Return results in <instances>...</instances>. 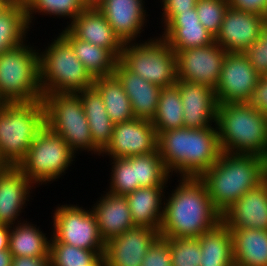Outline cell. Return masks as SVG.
<instances>
[{"mask_svg":"<svg viewBox=\"0 0 267 266\" xmlns=\"http://www.w3.org/2000/svg\"><path fill=\"white\" fill-rule=\"evenodd\" d=\"M176 189L165 196L159 237L198 238L222 221L205 183L200 178L180 177Z\"/></svg>","mask_w":267,"mask_h":266,"instance_id":"cell-1","label":"cell"},{"mask_svg":"<svg viewBox=\"0 0 267 266\" xmlns=\"http://www.w3.org/2000/svg\"><path fill=\"white\" fill-rule=\"evenodd\" d=\"M157 142L168 172L178 174L179 178H200L222 154L216 125L204 129L167 130L158 135Z\"/></svg>","mask_w":267,"mask_h":266,"instance_id":"cell-2","label":"cell"},{"mask_svg":"<svg viewBox=\"0 0 267 266\" xmlns=\"http://www.w3.org/2000/svg\"><path fill=\"white\" fill-rule=\"evenodd\" d=\"M200 179L221 214L247 191L266 180V159L257 155L222 153Z\"/></svg>","mask_w":267,"mask_h":266,"instance_id":"cell-3","label":"cell"},{"mask_svg":"<svg viewBox=\"0 0 267 266\" xmlns=\"http://www.w3.org/2000/svg\"><path fill=\"white\" fill-rule=\"evenodd\" d=\"M216 127L222 153L267 158V117L250 102L218 103Z\"/></svg>","mask_w":267,"mask_h":266,"instance_id":"cell-4","label":"cell"},{"mask_svg":"<svg viewBox=\"0 0 267 266\" xmlns=\"http://www.w3.org/2000/svg\"><path fill=\"white\" fill-rule=\"evenodd\" d=\"M46 126L42 100L0 104V156L17 167Z\"/></svg>","mask_w":267,"mask_h":266,"instance_id":"cell-5","label":"cell"},{"mask_svg":"<svg viewBox=\"0 0 267 266\" xmlns=\"http://www.w3.org/2000/svg\"><path fill=\"white\" fill-rule=\"evenodd\" d=\"M40 56V83L43 95L77 93L93 87L95 78L78 60L72 45L59 33Z\"/></svg>","mask_w":267,"mask_h":266,"instance_id":"cell-6","label":"cell"},{"mask_svg":"<svg viewBox=\"0 0 267 266\" xmlns=\"http://www.w3.org/2000/svg\"><path fill=\"white\" fill-rule=\"evenodd\" d=\"M42 98L39 49L24 42L0 54V103Z\"/></svg>","mask_w":267,"mask_h":266,"instance_id":"cell-7","label":"cell"},{"mask_svg":"<svg viewBox=\"0 0 267 266\" xmlns=\"http://www.w3.org/2000/svg\"><path fill=\"white\" fill-rule=\"evenodd\" d=\"M42 101L46 126L60 135L76 155L83 151L101 155L93 144L82 100L77 93L45 94Z\"/></svg>","mask_w":267,"mask_h":266,"instance_id":"cell-8","label":"cell"},{"mask_svg":"<svg viewBox=\"0 0 267 266\" xmlns=\"http://www.w3.org/2000/svg\"><path fill=\"white\" fill-rule=\"evenodd\" d=\"M139 41L124 43L119 61L154 85L174 86L177 82L176 53L159 36Z\"/></svg>","mask_w":267,"mask_h":266,"instance_id":"cell-9","label":"cell"},{"mask_svg":"<svg viewBox=\"0 0 267 266\" xmlns=\"http://www.w3.org/2000/svg\"><path fill=\"white\" fill-rule=\"evenodd\" d=\"M75 156L64 139L45 126L17 168L33 185L42 186L67 173L66 170L72 166Z\"/></svg>","mask_w":267,"mask_h":266,"instance_id":"cell-10","label":"cell"},{"mask_svg":"<svg viewBox=\"0 0 267 266\" xmlns=\"http://www.w3.org/2000/svg\"><path fill=\"white\" fill-rule=\"evenodd\" d=\"M55 209L50 243H65L86 250L105 251V243L91 208L88 210L77 204H64Z\"/></svg>","mask_w":267,"mask_h":266,"instance_id":"cell-11","label":"cell"},{"mask_svg":"<svg viewBox=\"0 0 267 266\" xmlns=\"http://www.w3.org/2000/svg\"><path fill=\"white\" fill-rule=\"evenodd\" d=\"M176 53L177 79L207 85L216 90L226 52L215 41L204 47L180 50Z\"/></svg>","mask_w":267,"mask_h":266,"instance_id":"cell-12","label":"cell"},{"mask_svg":"<svg viewBox=\"0 0 267 266\" xmlns=\"http://www.w3.org/2000/svg\"><path fill=\"white\" fill-rule=\"evenodd\" d=\"M260 76L244 53H227L216 85L217 102H249Z\"/></svg>","mask_w":267,"mask_h":266,"instance_id":"cell-13","label":"cell"},{"mask_svg":"<svg viewBox=\"0 0 267 266\" xmlns=\"http://www.w3.org/2000/svg\"><path fill=\"white\" fill-rule=\"evenodd\" d=\"M158 136L151 121L134 118L114 125L111 141L101 152L109 158L146 155L157 150Z\"/></svg>","mask_w":267,"mask_h":266,"instance_id":"cell-14","label":"cell"},{"mask_svg":"<svg viewBox=\"0 0 267 266\" xmlns=\"http://www.w3.org/2000/svg\"><path fill=\"white\" fill-rule=\"evenodd\" d=\"M267 18L229 6L214 41L228 53H244L259 40Z\"/></svg>","mask_w":267,"mask_h":266,"instance_id":"cell-15","label":"cell"},{"mask_svg":"<svg viewBox=\"0 0 267 266\" xmlns=\"http://www.w3.org/2000/svg\"><path fill=\"white\" fill-rule=\"evenodd\" d=\"M159 237L156 229L135 226L105 244L107 266H141L148 248Z\"/></svg>","mask_w":267,"mask_h":266,"instance_id":"cell-16","label":"cell"},{"mask_svg":"<svg viewBox=\"0 0 267 266\" xmlns=\"http://www.w3.org/2000/svg\"><path fill=\"white\" fill-rule=\"evenodd\" d=\"M183 105L184 127L204 129L216 125L217 99L215 90L207 85L189 83L177 79ZM213 123V124H212Z\"/></svg>","mask_w":267,"mask_h":266,"instance_id":"cell-17","label":"cell"},{"mask_svg":"<svg viewBox=\"0 0 267 266\" xmlns=\"http://www.w3.org/2000/svg\"><path fill=\"white\" fill-rule=\"evenodd\" d=\"M144 3V0H104L98 9L123 43H133L147 24L149 15Z\"/></svg>","mask_w":267,"mask_h":266,"instance_id":"cell-18","label":"cell"},{"mask_svg":"<svg viewBox=\"0 0 267 266\" xmlns=\"http://www.w3.org/2000/svg\"><path fill=\"white\" fill-rule=\"evenodd\" d=\"M222 221L228 228L267 230V179L228 207Z\"/></svg>","mask_w":267,"mask_h":266,"instance_id":"cell-19","label":"cell"},{"mask_svg":"<svg viewBox=\"0 0 267 266\" xmlns=\"http://www.w3.org/2000/svg\"><path fill=\"white\" fill-rule=\"evenodd\" d=\"M33 188L36 186L17 167L9 166L0 173V224L11 227L22 222L18 217L30 201Z\"/></svg>","mask_w":267,"mask_h":266,"instance_id":"cell-20","label":"cell"},{"mask_svg":"<svg viewBox=\"0 0 267 266\" xmlns=\"http://www.w3.org/2000/svg\"><path fill=\"white\" fill-rule=\"evenodd\" d=\"M66 28L76 38L108 49L119 60L124 43L99 9H83Z\"/></svg>","mask_w":267,"mask_h":266,"instance_id":"cell-21","label":"cell"},{"mask_svg":"<svg viewBox=\"0 0 267 266\" xmlns=\"http://www.w3.org/2000/svg\"><path fill=\"white\" fill-rule=\"evenodd\" d=\"M93 204L92 212L96 217L99 233L104 243L122 235L135 227L126 196L105 192Z\"/></svg>","mask_w":267,"mask_h":266,"instance_id":"cell-22","label":"cell"},{"mask_svg":"<svg viewBox=\"0 0 267 266\" xmlns=\"http://www.w3.org/2000/svg\"><path fill=\"white\" fill-rule=\"evenodd\" d=\"M162 30L160 37L174 52L214 42V36L200 23L196 8L180 12Z\"/></svg>","mask_w":267,"mask_h":266,"instance_id":"cell-23","label":"cell"},{"mask_svg":"<svg viewBox=\"0 0 267 266\" xmlns=\"http://www.w3.org/2000/svg\"><path fill=\"white\" fill-rule=\"evenodd\" d=\"M114 74L121 81L137 119L152 121L156 113L161 87L129 71L119 60Z\"/></svg>","mask_w":267,"mask_h":266,"instance_id":"cell-24","label":"cell"},{"mask_svg":"<svg viewBox=\"0 0 267 266\" xmlns=\"http://www.w3.org/2000/svg\"><path fill=\"white\" fill-rule=\"evenodd\" d=\"M166 187L168 186L140 187L126 195L135 226H145L160 231Z\"/></svg>","mask_w":267,"mask_h":266,"instance_id":"cell-25","label":"cell"},{"mask_svg":"<svg viewBox=\"0 0 267 266\" xmlns=\"http://www.w3.org/2000/svg\"><path fill=\"white\" fill-rule=\"evenodd\" d=\"M234 266H267V230L229 228Z\"/></svg>","mask_w":267,"mask_h":266,"instance_id":"cell-26","label":"cell"},{"mask_svg":"<svg viewBox=\"0 0 267 266\" xmlns=\"http://www.w3.org/2000/svg\"><path fill=\"white\" fill-rule=\"evenodd\" d=\"M80 96L94 146L102 152L110 143L114 122L109 118L100 93L94 88L77 92Z\"/></svg>","mask_w":267,"mask_h":266,"instance_id":"cell-27","label":"cell"},{"mask_svg":"<svg viewBox=\"0 0 267 266\" xmlns=\"http://www.w3.org/2000/svg\"><path fill=\"white\" fill-rule=\"evenodd\" d=\"M197 239L202 252L200 266H234L232 235L223 221Z\"/></svg>","mask_w":267,"mask_h":266,"instance_id":"cell-28","label":"cell"},{"mask_svg":"<svg viewBox=\"0 0 267 266\" xmlns=\"http://www.w3.org/2000/svg\"><path fill=\"white\" fill-rule=\"evenodd\" d=\"M28 221L10 227L9 252L13 257H50V238Z\"/></svg>","mask_w":267,"mask_h":266,"instance_id":"cell-29","label":"cell"},{"mask_svg":"<svg viewBox=\"0 0 267 266\" xmlns=\"http://www.w3.org/2000/svg\"><path fill=\"white\" fill-rule=\"evenodd\" d=\"M60 34L72 45L78 60L94 78L114 73L118 59L108 49L76 38L65 27Z\"/></svg>","mask_w":267,"mask_h":266,"instance_id":"cell-30","label":"cell"},{"mask_svg":"<svg viewBox=\"0 0 267 266\" xmlns=\"http://www.w3.org/2000/svg\"><path fill=\"white\" fill-rule=\"evenodd\" d=\"M29 29L23 0H12L0 11V54L28 42Z\"/></svg>","mask_w":267,"mask_h":266,"instance_id":"cell-31","label":"cell"},{"mask_svg":"<svg viewBox=\"0 0 267 266\" xmlns=\"http://www.w3.org/2000/svg\"><path fill=\"white\" fill-rule=\"evenodd\" d=\"M93 87L100 93L107 114L114 124L135 118L130 99L125 93L121 81L114 73L95 78Z\"/></svg>","mask_w":267,"mask_h":266,"instance_id":"cell-32","label":"cell"},{"mask_svg":"<svg viewBox=\"0 0 267 266\" xmlns=\"http://www.w3.org/2000/svg\"><path fill=\"white\" fill-rule=\"evenodd\" d=\"M183 112L179 88L176 85L161 88L156 113L151 121L157 136L167 130L184 127Z\"/></svg>","mask_w":267,"mask_h":266,"instance_id":"cell-33","label":"cell"},{"mask_svg":"<svg viewBox=\"0 0 267 266\" xmlns=\"http://www.w3.org/2000/svg\"><path fill=\"white\" fill-rule=\"evenodd\" d=\"M127 159L132 165H135L136 183L139 187L166 185L172 177L164 165L158 149L146 155L127 157Z\"/></svg>","mask_w":267,"mask_h":266,"instance_id":"cell-34","label":"cell"},{"mask_svg":"<svg viewBox=\"0 0 267 266\" xmlns=\"http://www.w3.org/2000/svg\"><path fill=\"white\" fill-rule=\"evenodd\" d=\"M23 3L30 27L37 13L44 16L52 15L54 18H69L71 23L84 9L79 0H23Z\"/></svg>","mask_w":267,"mask_h":266,"instance_id":"cell-35","label":"cell"},{"mask_svg":"<svg viewBox=\"0 0 267 266\" xmlns=\"http://www.w3.org/2000/svg\"><path fill=\"white\" fill-rule=\"evenodd\" d=\"M105 251H91L65 243H50V266H91Z\"/></svg>","mask_w":267,"mask_h":266,"instance_id":"cell-36","label":"cell"},{"mask_svg":"<svg viewBox=\"0 0 267 266\" xmlns=\"http://www.w3.org/2000/svg\"><path fill=\"white\" fill-rule=\"evenodd\" d=\"M111 159V175L109 188L106 189L115 195H123L135 191L140 188L136 183L135 165H132L127 158H110Z\"/></svg>","mask_w":267,"mask_h":266,"instance_id":"cell-37","label":"cell"},{"mask_svg":"<svg viewBox=\"0 0 267 266\" xmlns=\"http://www.w3.org/2000/svg\"><path fill=\"white\" fill-rule=\"evenodd\" d=\"M169 243L172 266H200L201 248L197 238H165Z\"/></svg>","mask_w":267,"mask_h":266,"instance_id":"cell-38","label":"cell"},{"mask_svg":"<svg viewBox=\"0 0 267 266\" xmlns=\"http://www.w3.org/2000/svg\"><path fill=\"white\" fill-rule=\"evenodd\" d=\"M229 6L228 0H198L197 2L196 12L200 23L214 37L220 30L222 20Z\"/></svg>","mask_w":267,"mask_h":266,"instance_id":"cell-39","label":"cell"},{"mask_svg":"<svg viewBox=\"0 0 267 266\" xmlns=\"http://www.w3.org/2000/svg\"><path fill=\"white\" fill-rule=\"evenodd\" d=\"M244 54L260 75L267 74V21L263 24L259 40L253 43Z\"/></svg>","mask_w":267,"mask_h":266,"instance_id":"cell-40","label":"cell"},{"mask_svg":"<svg viewBox=\"0 0 267 266\" xmlns=\"http://www.w3.org/2000/svg\"><path fill=\"white\" fill-rule=\"evenodd\" d=\"M141 266H172L168 241L158 237L148 248Z\"/></svg>","mask_w":267,"mask_h":266,"instance_id":"cell-41","label":"cell"},{"mask_svg":"<svg viewBox=\"0 0 267 266\" xmlns=\"http://www.w3.org/2000/svg\"><path fill=\"white\" fill-rule=\"evenodd\" d=\"M198 0H160L161 25L164 28L177 14L196 8ZM164 24V25H163Z\"/></svg>","mask_w":267,"mask_h":266,"instance_id":"cell-42","label":"cell"},{"mask_svg":"<svg viewBox=\"0 0 267 266\" xmlns=\"http://www.w3.org/2000/svg\"><path fill=\"white\" fill-rule=\"evenodd\" d=\"M249 102L267 117V74L260 76Z\"/></svg>","mask_w":267,"mask_h":266,"instance_id":"cell-43","label":"cell"},{"mask_svg":"<svg viewBox=\"0 0 267 266\" xmlns=\"http://www.w3.org/2000/svg\"><path fill=\"white\" fill-rule=\"evenodd\" d=\"M230 7L263 15L267 18V2L266 0H228Z\"/></svg>","mask_w":267,"mask_h":266,"instance_id":"cell-44","label":"cell"},{"mask_svg":"<svg viewBox=\"0 0 267 266\" xmlns=\"http://www.w3.org/2000/svg\"><path fill=\"white\" fill-rule=\"evenodd\" d=\"M12 266H50V257H13Z\"/></svg>","mask_w":267,"mask_h":266,"instance_id":"cell-45","label":"cell"},{"mask_svg":"<svg viewBox=\"0 0 267 266\" xmlns=\"http://www.w3.org/2000/svg\"><path fill=\"white\" fill-rule=\"evenodd\" d=\"M10 226L0 224V251L9 250Z\"/></svg>","mask_w":267,"mask_h":266,"instance_id":"cell-46","label":"cell"},{"mask_svg":"<svg viewBox=\"0 0 267 266\" xmlns=\"http://www.w3.org/2000/svg\"><path fill=\"white\" fill-rule=\"evenodd\" d=\"M13 256L9 250L0 251V266H12Z\"/></svg>","mask_w":267,"mask_h":266,"instance_id":"cell-47","label":"cell"},{"mask_svg":"<svg viewBox=\"0 0 267 266\" xmlns=\"http://www.w3.org/2000/svg\"><path fill=\"white\" fill-rule=\"evenodd\" d=\"M84 9H98L104 0H79Z\"/></svg>","mask_w":267,"mask_h":266,"instance_id":"cell-48","label":"cell"},{"mask_svg":"<svg viewBox=\"0 0 267 266\" xmlns=\"http://www.w3.org/2000/svg\"><path fill=\"white\" fill-rule=\"evenodd\" d=\"M91 266H107L106 259L104 256H101L93 265Z\"/></svg>","mask_w":267,"mask_h":266,"instance_id":"cell-49","label":"cell"},{"mask_svg":"<svg viewBox=\"0 0 267 266\" xmlns=\"http://www.w3.org/2000/svg\"><path fill=\"white\" fill-rule=\"evenodd\" d=\"M9 166L0 156V173L4 172Z\"/></svg>","mask_w":267,"mask_h":266,"instance_id":"cell-50","label":"cell"},{"mask_svg":"<svg viewBox=\"0 0 267 266\" xmlns=\"http://www.w3.org/2000/svg\"><path fill=\"white\" fill-rule=\"evenodd\" d=\"M12 0H0V11L5 8Z\"/></svg>","mask_w":267,"mask_h":266,"instance_id":"cell-51","label":"cell"},{"mask_svg":"<svg viewBox=\"0 0 267 266\" xmlns=\"http://www.w3.org/2000/svg\"><path fill=\"white\" fill-rule=\"evenodd\" d=\"M266 179H267V158H266Z\"/></svg>","mask_w":267,"mask_h":266,"instance_id":"cell-52","label":"cell"}]
</instances>
